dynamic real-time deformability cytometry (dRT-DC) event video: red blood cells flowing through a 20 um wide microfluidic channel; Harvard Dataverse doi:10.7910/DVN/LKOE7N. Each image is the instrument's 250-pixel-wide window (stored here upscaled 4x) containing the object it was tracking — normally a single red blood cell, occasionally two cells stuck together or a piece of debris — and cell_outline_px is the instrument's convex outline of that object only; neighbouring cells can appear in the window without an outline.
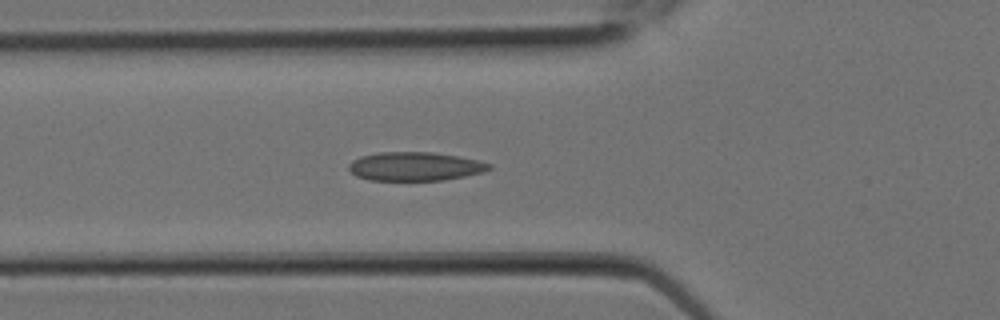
{"species": "Egyptian fruit bat (a non-hibernating species)", "species_latin": "Rousettus aegyptiacus", "temperature_condition": "room temperature", "stored_images_in_passage": 8, "camera_frame_rate_fps": 3000, "um_per_image_px": 0.085, "animal": {"sex": "female"}, "frame": {"image": 1, "passage_image": 8, "time_ms": 2.333, "image_size_px": [1000, 320], "cell_outline_px": [[492, 168], [484, 172], [444, 180], [368, 180], [356, 176], [348, 168], [348, 164], [352, 160], [360, 156], [380, 152], [432, 152], [456, 156], [476, 160], [492, 164]], "centroid_in_image_um": [35.25, 14.14], "position_along_channel_um": 90.5, "area_um2": 23.47}}